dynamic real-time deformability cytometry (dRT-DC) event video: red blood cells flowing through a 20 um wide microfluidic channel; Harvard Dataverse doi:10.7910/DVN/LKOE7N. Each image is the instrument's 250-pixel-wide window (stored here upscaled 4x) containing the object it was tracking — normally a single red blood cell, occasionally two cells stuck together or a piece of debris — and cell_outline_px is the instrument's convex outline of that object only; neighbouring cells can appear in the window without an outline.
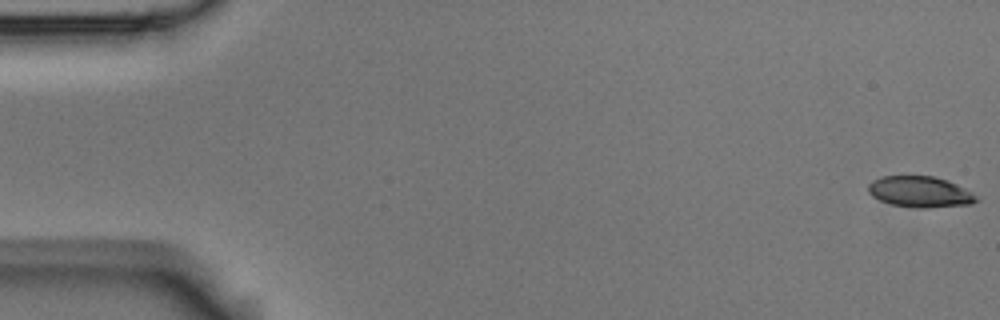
{"species": "Egyptian fruit bat (a non-hibernating species)", "species_latin": "Rousettus aegyptiacus", "temperature_condition": "room temperature", "stored_images_in_passage": 8, "camera_frame_rate_fps": 3000, "um_per_image_px": 0.085, "animal": {"sex": "male"}, "frame": {"image": 1, "passage_image": 1, "time_ms": 0.0, "image_size_px": [1000, 320], "cell_outline_px": [[980, 200], [972, 204], [928, 208], [920, 208], [892, 204], [880, 200], [872, 196], [868, 192], [868, 184], [872, 180], [880, 176], [936, 176], [948, 180], [972, 192]], "centroid_in_image_um": [78.21, 16.3], "position_along_channel_um": 6.8, "area_um2": 19.65}}
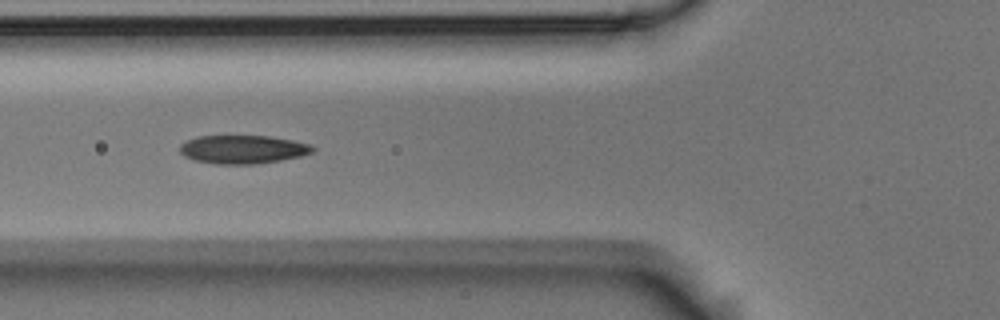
{"frame": {"image": 2, "passage_image": 7, "time_ms": 2.0, "image_size_px": [1000, 320], "cell_outline_px": [[316, 148], [312, 152], [300, 156], [280, 160], [252, 164], [216, 164], [196, 160], [184, 156], [180, 152], [180, 144], [196, 136], [228, 132], [268, 136], [292, 140], [308, 144]], "centroid_in_image_um": [20.57, 12.64], "position_along_channel_um": 105.2, "area_um2": 22.83}}
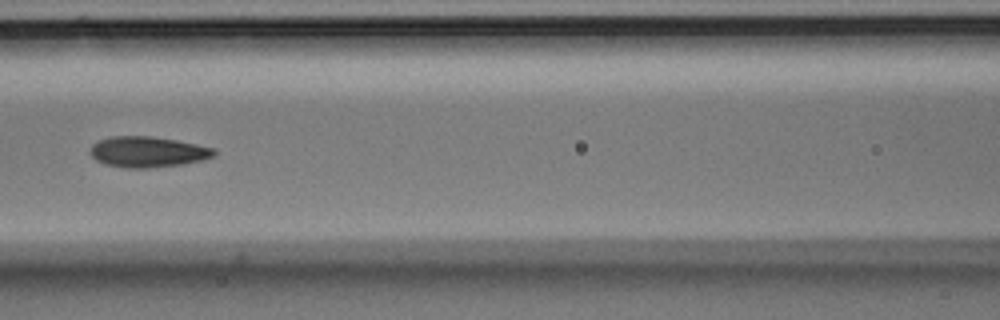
{"frame": {"image": 3, "passage_image": 8, "time_ms": 2.333, "image_size_px": [1000, 320], "cell_outline_px": [[216, 152], [212, 156], [200, 160], [184, 164], [148, 168], [124, 168], [104, 164], [96, 160], [92, 156], [92, 144], [100, 140], [112, 136], [152, 136], [176, 140], [216, 148]], "centroid_in_image_um": [12.56, 12.91], "position_along_channel_um": 154.0, "area_um2": 22.08}}